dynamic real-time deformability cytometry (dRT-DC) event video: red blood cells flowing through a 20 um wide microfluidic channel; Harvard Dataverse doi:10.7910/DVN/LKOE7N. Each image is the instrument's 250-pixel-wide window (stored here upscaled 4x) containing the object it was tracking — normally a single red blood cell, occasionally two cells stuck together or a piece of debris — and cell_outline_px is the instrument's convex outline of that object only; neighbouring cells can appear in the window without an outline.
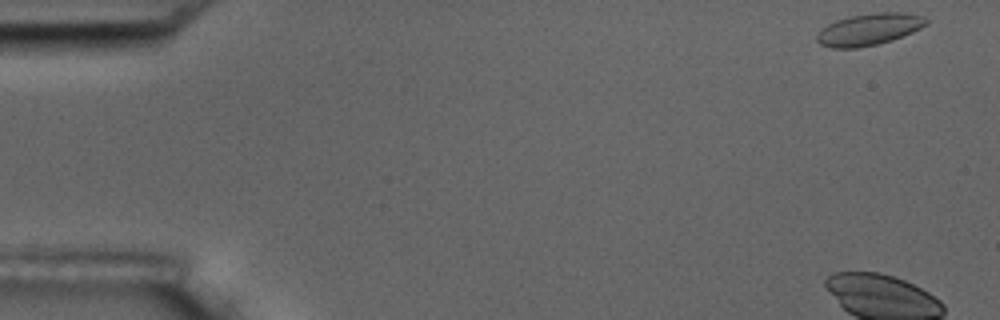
{"species": "common noctule bat (a hibernating species)", "species_latin": "Nyctalus noctula", "temperature_condition": "room temperature", "stored_images_in_passage": 6, "camera_frame_rate_fps": 3000, "um_per_image_px": 0.085, "animal": {"sex": "male", "body_mass_g": 17.5, "forearm_length_mm": 52.3}, "frame": {"image": 1, "passage_image": 1, "time_ms": 0.0, "image_size_px": [1000, 320], "cell_outline_px": [[928, 24], [912, 32], [892, 40], [876, 44], [856, 48], [832, 48], [820, 44], [816, 40], [816, 36], [820, 28], [836, 20], [848, 16], [876, 12], [908, 12], [924, 16], [928, 20]], "centroid_in_image_um": [73.87, 2.48], "position_along_channel_um": 11.1, "area_um2": 20.46}}